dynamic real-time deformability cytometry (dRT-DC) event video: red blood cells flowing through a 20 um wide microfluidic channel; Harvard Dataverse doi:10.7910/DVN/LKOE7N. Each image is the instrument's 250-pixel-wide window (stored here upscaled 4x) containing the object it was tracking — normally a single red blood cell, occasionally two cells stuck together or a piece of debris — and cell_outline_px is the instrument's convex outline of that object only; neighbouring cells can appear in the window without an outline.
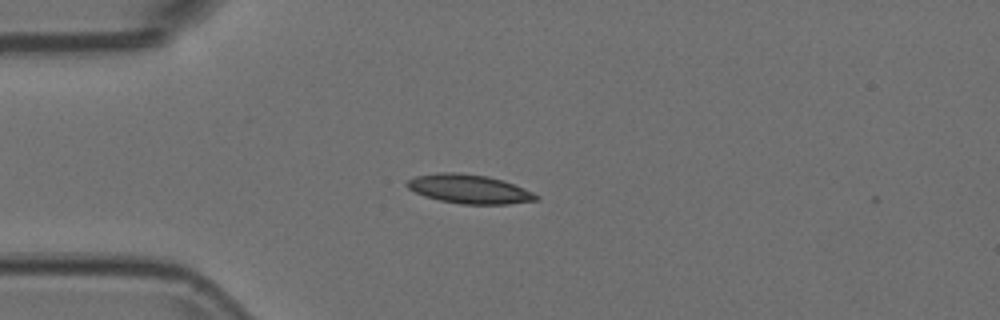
{"species": "Egyptian fruit bat (a non-hibernating species)", "species_latin": "Rousettus aegyptiacus", "temperature_condition": "room temperature", "stored_images_in_passage": 4, "camera_frame_rate_fps": 3000, "um_per_image_px": 0.085, "animal": {"sex": "female"}, "frame": {"image": 1, "passage_image": 1, "time_ms": 0.0, "image_size_px": [1000, 320], "cell_outline_px": [[540, 200], [508, 204], [460, 204], [440, 200], [424, 196], [408, 188], [404, 184], [408, 180], [416, 176], [436, 172], [460, 172], [488, 176], [504, 180], [524, 188], [540, 196]], "centroid_in_image_um": [39.9, 16.06], "position_along_channel_um": 45.1, "area_um2": 22.02}}